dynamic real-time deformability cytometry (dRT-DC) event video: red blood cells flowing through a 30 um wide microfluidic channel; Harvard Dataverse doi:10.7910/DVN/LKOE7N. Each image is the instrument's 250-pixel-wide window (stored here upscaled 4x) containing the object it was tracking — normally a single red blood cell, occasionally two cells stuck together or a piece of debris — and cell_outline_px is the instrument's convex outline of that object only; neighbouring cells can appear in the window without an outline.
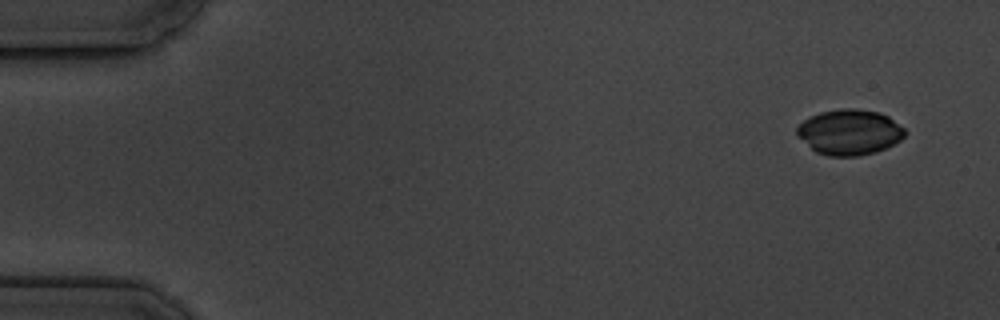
{"species": "common noctule bat (a hibernating species)", "species_latin": "Nyctalus noctula", "temperature_condition": "cold", "stored_images_in_passage": 6, "camera_frame_rate_fps": 3000, "um_per_image_px": 0.085, "animal": {"sex": "male", "body_mass_g": 19.5, "forearm_length_mm": 54.6}, "frame": {"image": 1, "passage_image": 1, "time_ms": 0.0, "image_size_px": [1000, 320], "cell_outline_px": [[904, 136], [900, 140], [876, 152], [860, 156], [828, 156], [816, 152], [796, 136], [796, 128], [804, 120], [820, 112], [840, 108], [856, 108], [880, 112], [888, 116], [904, 128]], "centroid_in_image_um": [72.18, 11.23], "position_along_channel_um": 12.8, "area_um2": 28.61}}